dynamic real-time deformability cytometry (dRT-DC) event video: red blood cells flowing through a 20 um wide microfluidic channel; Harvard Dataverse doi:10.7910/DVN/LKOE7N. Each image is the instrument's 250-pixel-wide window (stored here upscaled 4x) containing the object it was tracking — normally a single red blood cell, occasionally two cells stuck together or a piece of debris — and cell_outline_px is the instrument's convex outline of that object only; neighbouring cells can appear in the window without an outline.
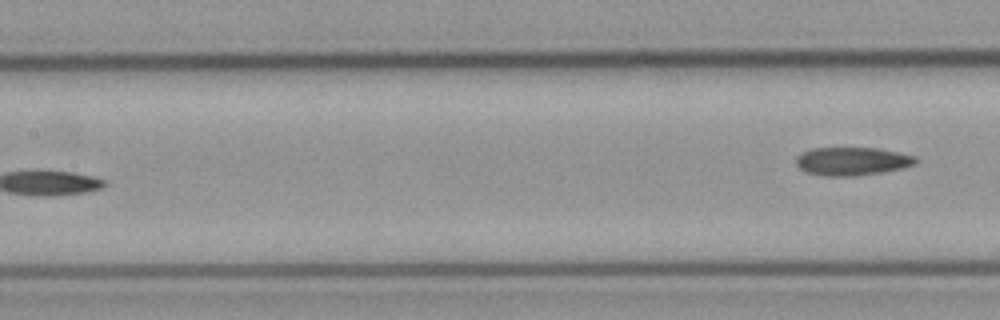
{"species": "common noctule bat (a hibernating species)", "species_latin": "Nyctalus noctula", "temperature_condition": "cold", "stored_images_in_passage": 8, "segment_of_instrument_passage": [2, 2], "camera_frame_rate_fps": 3000, "um_per_image_px": 0.085, "animal": {"sex": "male", "body_mass_g": 23.1, "forearm_length_mm": 52.7}, "frame": {"image": 1, "passage_image": 8, "time_ms": 9.0, "image_size_px": [1000, 320], "cell_outline_px": [[916, 164], [904, 168], [856, 176], [824, 176], [804, 172], [796, 164], [796, 156], [800, 152], [812, 148], [876, 148], [916, 156]], "centroid_in_image_um": [72.39, 13.71], "position_along_channel_um": 135.0, "area_um2": 19.77}}